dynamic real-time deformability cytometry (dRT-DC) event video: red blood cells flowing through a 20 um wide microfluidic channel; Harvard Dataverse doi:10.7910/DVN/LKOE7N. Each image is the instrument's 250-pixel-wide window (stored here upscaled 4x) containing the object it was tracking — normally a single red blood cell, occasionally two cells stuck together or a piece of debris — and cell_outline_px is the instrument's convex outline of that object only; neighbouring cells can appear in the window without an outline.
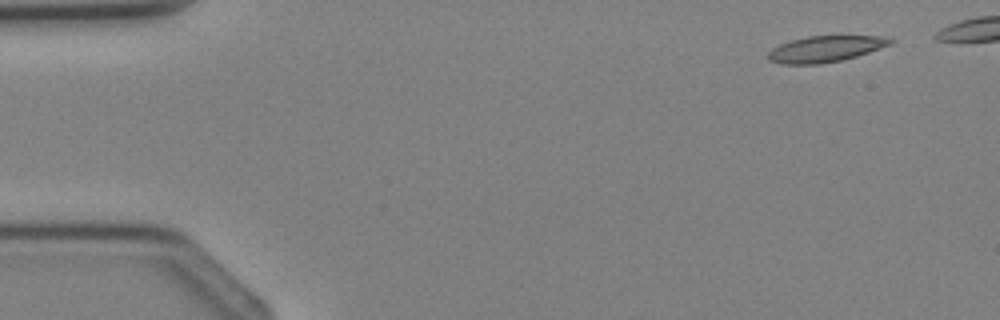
{"species": "Egyptian fruit bat (a non-hibernating species)", "species_latin": "Rousettus aegyptiacus", "temperature_condition": "cold", "stored_images_in_passage": 4, "camera_frame_rate_fps": 3000, "um_per_image_px": 0.085, "animal": {"sex": "female"}, "frame": {"image": 1, "passage_image": 1, "time_ms": 0.0, "image_size_px": [1000, 320], "cell_outline_px": [[896, 40], [892, 44], [856, 56], [840, 60], [820, 64], [780, 64], [768, 60], [768, 52], [772, 48], [780, 44], [792, 40], [808, 36], [880, 36]], "centroid_in_image_um": [70.14, 4.16], "position_along_channel_um": 14.9, "area_um2": 18.5}}